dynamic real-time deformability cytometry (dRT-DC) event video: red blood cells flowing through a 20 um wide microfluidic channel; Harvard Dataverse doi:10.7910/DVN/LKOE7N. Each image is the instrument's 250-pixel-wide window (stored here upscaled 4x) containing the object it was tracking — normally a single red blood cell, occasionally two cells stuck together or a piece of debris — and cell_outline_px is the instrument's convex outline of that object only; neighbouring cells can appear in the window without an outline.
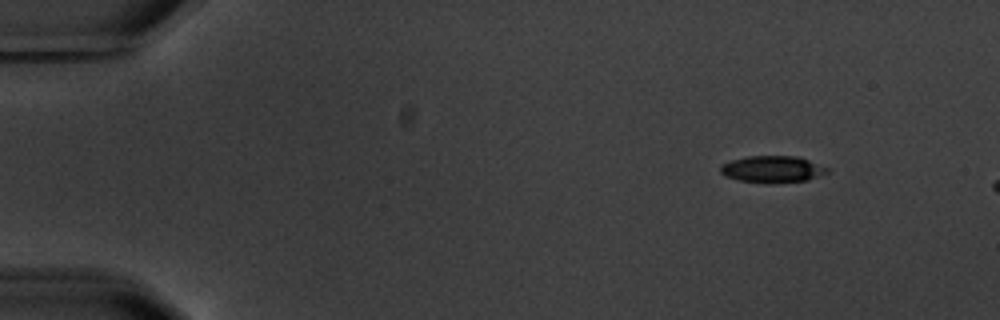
{"species": "common noctule bat (a hibernating species)", "species_latin": "Nyctalus noctula", "temperature_condition": "warm", "stored_images_in_passage": 4, "camera_frame_rate_fps": 3000, "um_per_image_px": 0.085, "animal": {"sex": "male", "body_mass_g": 20.1, "forearm_length_mm": 53.5}, "frame": {"image": 1, "passage_image": 4, "time_ms": 6.0, "image_size_px": [1000, 320], "cell_outline_px": [[828, 172], [820, 176], [808, 180], [768, 184], [740, 180], [724, 176], [720, 172], [720, 164], [732, 160], [748, 156], [800, 156], [828, 168]], "centroid_in_image_um": [65.65, 14.39], "position_along_channel_um": 19.4, "area_um2": 16.82}}